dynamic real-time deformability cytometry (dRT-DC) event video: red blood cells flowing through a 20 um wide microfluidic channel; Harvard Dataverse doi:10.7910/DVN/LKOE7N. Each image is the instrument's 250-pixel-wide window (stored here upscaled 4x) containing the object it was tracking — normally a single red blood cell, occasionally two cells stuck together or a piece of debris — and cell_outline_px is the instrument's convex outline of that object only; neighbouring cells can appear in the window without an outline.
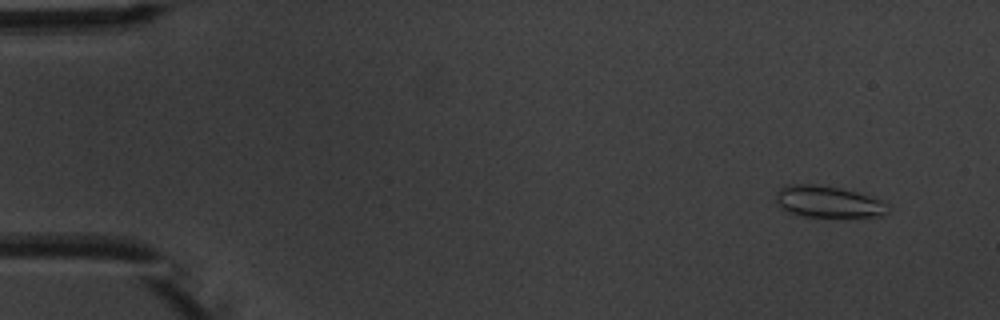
{"species": "common noctule bat (a hibernating species)", "species_latin": "Nyctalus noctula", "temperature_condition": "warm", "stored_images_in_passage": 5, "segment_of_instrument_passage": [2, 2], "camera_frame_rate_fps": 3000, "um_per_image_px": 0.085, "animal": {"sex": "male", "body_mass_g": 20.1, "forearm_length_mm": 53.5}, "frame": {"image": 1, "passage_image": 5, "time_ms": 5.333, "image_size_px": [1000, 320], "cell_outline_px": [[892, 208], [884, 216], [804, 216], [780, 208], [776, 204], [776, 192], [780, 188], [788, 184], [820, 184], [840, 188], [856, 192], [880, 200], [888, 204]], "centroid_in_image_um": [70.39, 17.13], "position_along_channel_um": 14.6, "area_um2": 20.58}}